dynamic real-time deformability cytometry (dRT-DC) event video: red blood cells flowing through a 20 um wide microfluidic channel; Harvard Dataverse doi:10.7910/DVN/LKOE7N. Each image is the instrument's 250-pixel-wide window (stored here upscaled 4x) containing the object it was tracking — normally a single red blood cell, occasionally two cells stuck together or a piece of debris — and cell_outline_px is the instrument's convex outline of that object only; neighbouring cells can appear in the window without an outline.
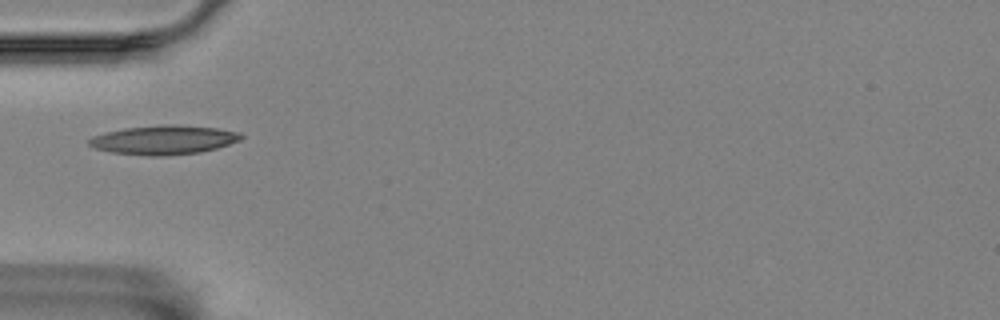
{"species": "Egyptian fruit bat (a non-hibernating species)", "species_latin": "Rousettus aegyptiacus", "temperature_condition": "room temperature", "stored_images_in_passage": 5, "camera_frame_rate_fps": 3000, "um_per_image_px": 0.085, "animal": {"sex": "female"}, "frame": {"image": 1, "passage_image": 1, "time_ms": 0.0, "image_size_px": [1000, 320], "cell_outline_px": [[244, 136], [240, 140], [216, 148], [200, 152], [160, 156], [148, 156], [112, 152], [96, 148], [88, 144], [88, 140], [92, 136], [104, 132], [124, 128], [164, 124], [180, 124], [216, 128], [240, 132]], "centroid_in_image_um": [13.91, 11.88], "position_along_channel_um": 71.1, "area_um2": 25.84}}
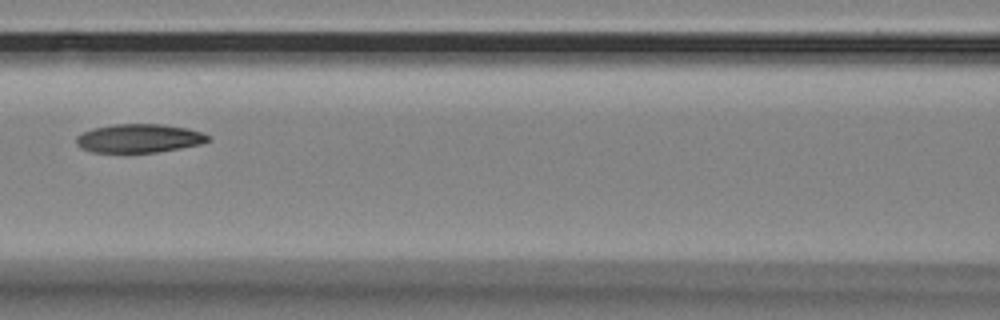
{"frame": {"image": 2, "passage_image": 3, "time_ms": 0.667, "image_size_px": [1000, 320], "cell_outline_px": [[212, 140], [200, 144], [180, 148], [156, 152], [92, 152], [80, 148], [76, 144], [76, 136], [92, 128], [112, 124], [164, 124], [188, 128], [204, 132], [212, 136]], "centroid_in_image_um": [11.86, 11.75], "position_along_channel_um": 154.7, "area_um2": 22.25}}
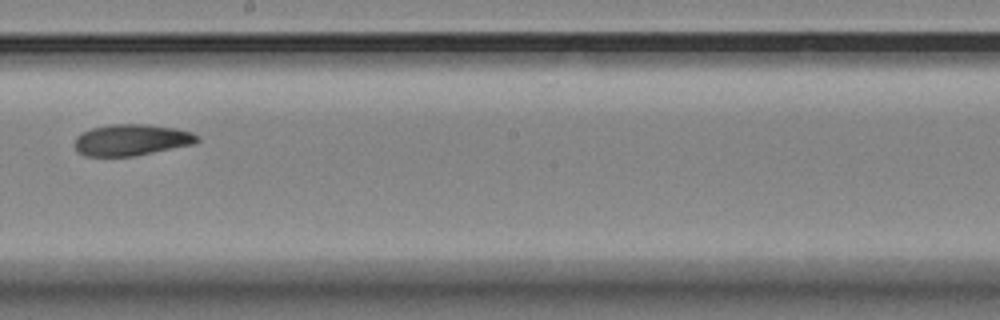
{"frame": {"image": 3, "passage_image": 5, "time_ms": 1.333, "image_size_px": [1000, 320], "cell_outline_px": [[200, 140], [196, 144], [132, 156], [84, 156], [76, 152], [72, 144], [76, 136], [92, 128], [112, 124], [148, 124], [176, 128], [192, 132], [200, 136]], "centroid_in_image_um": [11.17, 11.89], "position_along_channel_um": 237.0, "area_um2": 22.72}}